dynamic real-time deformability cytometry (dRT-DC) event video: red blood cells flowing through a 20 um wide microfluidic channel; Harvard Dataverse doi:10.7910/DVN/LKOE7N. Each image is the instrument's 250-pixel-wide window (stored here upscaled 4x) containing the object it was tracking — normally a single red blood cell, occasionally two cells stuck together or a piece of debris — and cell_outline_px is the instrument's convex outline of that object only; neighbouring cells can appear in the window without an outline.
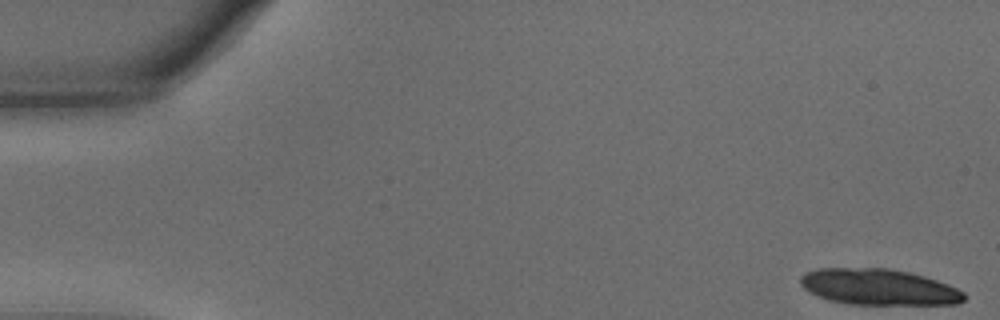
{"species": "common noctule bat (a hibernating species)", "species_latin": "Nyctalus noctula", "temperature_condition": "warm", "stored_images_in_passage": 17, "camera_frame_rate_fps": 3000, "um_per_image_px": 0.085, "animal": {"sex": "male", "body_mass_g": 15.6}, "frame": {"image": 1, "passage_image": 1, "time_ms": 0.0, "image_size_px": [1000, 320], "cell_outline_px": [[964, 300], [960, 304], [848, 304], [828, 300], [808, 292], [800, 284], [800, 276], [804, 272], [820, 268], [888, 268], [908, 272], [924, 276], [948, 284], [964, 292]], "centroid_in_image_um": [74.65, 24.39], "position_along_channel_um": 10.3, "area_um2": 34.45}}